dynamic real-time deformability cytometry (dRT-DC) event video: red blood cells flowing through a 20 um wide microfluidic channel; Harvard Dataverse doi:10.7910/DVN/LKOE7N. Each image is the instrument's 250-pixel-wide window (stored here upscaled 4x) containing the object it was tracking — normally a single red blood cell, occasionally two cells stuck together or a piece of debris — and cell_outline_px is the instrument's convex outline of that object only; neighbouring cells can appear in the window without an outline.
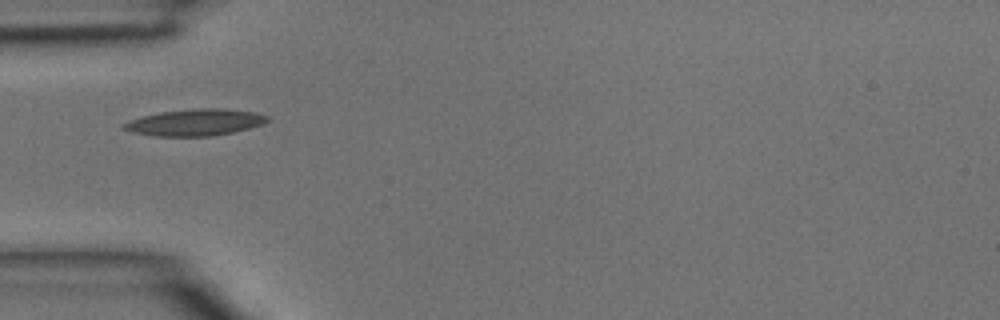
{"species": "common noctule bat (a hibernating species)", "species_latin": "Nyctalus noctula", "temperature_condition": "room temperature", "stored_images_in_passage": 4, "camera_frame_rate_fps": 3000, "um_per_image_px": 0.085, "animal": {"sex": "male", "body_mass_g": 15.6}, "frame": {"image": 1, "passage_image": 4, "time_ms": 1.0, "image_size_px": [1000, 320], "cell_outline_px": [[268, 120], [264, 124], [232, 132], [208, 136], [156, 136], [132, 132], [124, 128], [120, 124], [128, 120], [140, 116], [160, 112], [196, 108], [220, 108], [252, 112], [268, 116]], "centroid_in_image_um": [16.53, 10.4], "position_along_channel_um": 68.5, "area_um2": 22.14}}